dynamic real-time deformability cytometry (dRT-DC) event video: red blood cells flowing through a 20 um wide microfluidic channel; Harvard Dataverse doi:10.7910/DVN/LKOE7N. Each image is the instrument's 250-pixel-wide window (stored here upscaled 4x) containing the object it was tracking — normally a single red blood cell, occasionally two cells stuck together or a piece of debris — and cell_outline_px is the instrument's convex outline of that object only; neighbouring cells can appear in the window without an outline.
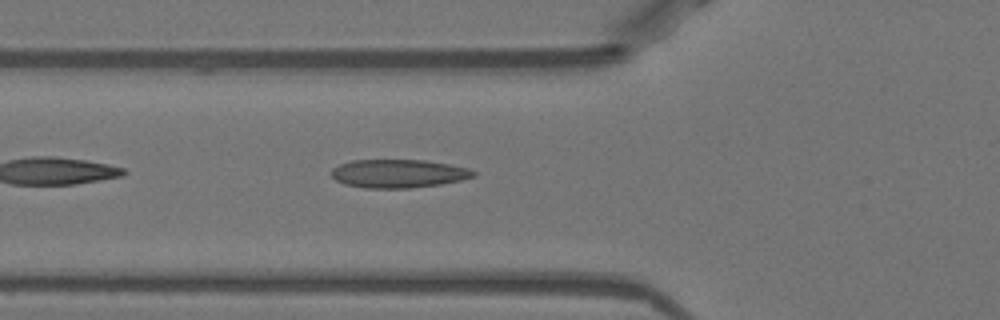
{"species": "Egyptian fruit bat (a non-hibernating species)", "species_latin": "Rousettus aegyptiacus", "temperature_condition": "warm", "stored_images_in_passage": 35, "camera_frame_rate_fps": 3000, "um_per_image_px": 0.085, "animal": {"sex": "female"}, "frame": {"image": 1, "passage_image": 4, "time_ms": 1.0, "image_size_px": [1000, 320], "cell_outline_px": [[476, 176], [460, 180], [440, 184], [408, 188], [364, 188], [344, 184], [336, 180], [332, 176], [332, 168], [340, 164], [352, 160], [424, 160], [452, 164], [468, 168], [476, 172]], "centroid_in_image_um": [33.87, 14.75], "position_along_channel_um": 91.9, "area_um2": 23.52}}
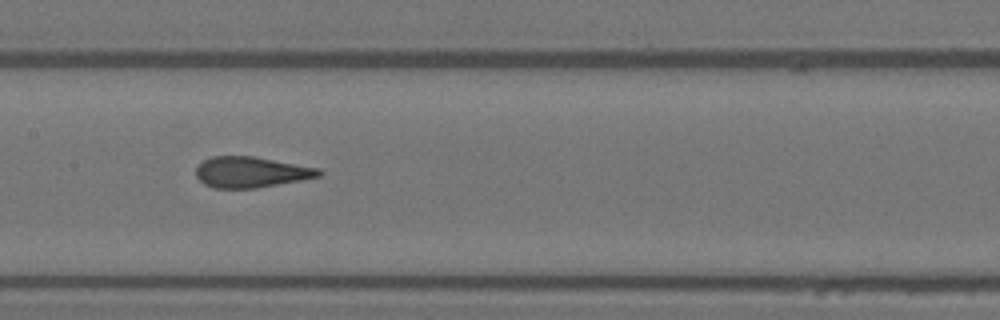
{"frame": {"image": 2, "passage_image": 11, "time_ms": 3.333, "image_size_px": [1000, 320], "cell_outline_px": [[324, 172], [320, 176], [300, 180], [256, 188], [212, 188], [204, 184], [196, 176], [196, 168], [204, 160], [212, 156], [252, 156], [320, 168]], "centroid_in_image_um": [21.34, 14.63], "position_along_channel_um": 186.1, "area_um2": 21.96}}
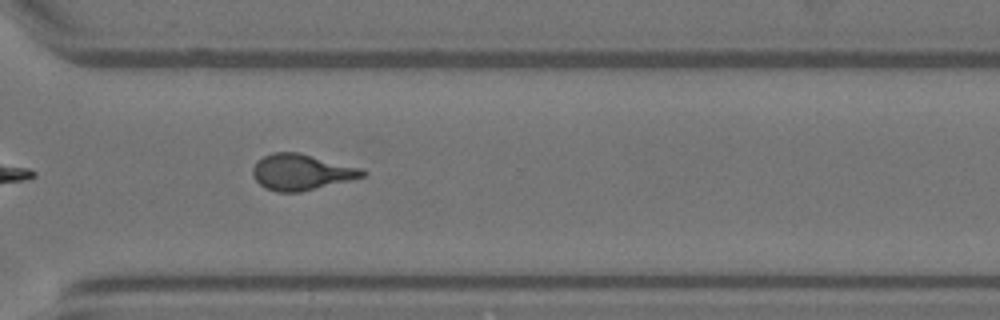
{"frame": {"image": 3, "passage_image": 23, "time_ms": 7.333, "image_size_px": [1000, 320], "cell_outline_px": [[368, 172], [364, 176], [352, 180], [300, 192], [276, 192], [264, 188], [252, 176], [252, 168], [256, 160], [272, 152], [300, 152], [360, 168]], "centroid_in_image_um": [25.59, 14.63], "position_along_channel_um": 345.0, "area_um2": 23.18}, "authors_computed_cell_mechanics": {"area_um2": 22.7732, "velocity_mm_per_s": 3.9839, "shape_relaxation_time_tau1_ms": null, "shape_relaxation_time_tau2_ms": 0.9827, "deformation_change_tau1": null, "deformation_change_tau2": 0.0859}}